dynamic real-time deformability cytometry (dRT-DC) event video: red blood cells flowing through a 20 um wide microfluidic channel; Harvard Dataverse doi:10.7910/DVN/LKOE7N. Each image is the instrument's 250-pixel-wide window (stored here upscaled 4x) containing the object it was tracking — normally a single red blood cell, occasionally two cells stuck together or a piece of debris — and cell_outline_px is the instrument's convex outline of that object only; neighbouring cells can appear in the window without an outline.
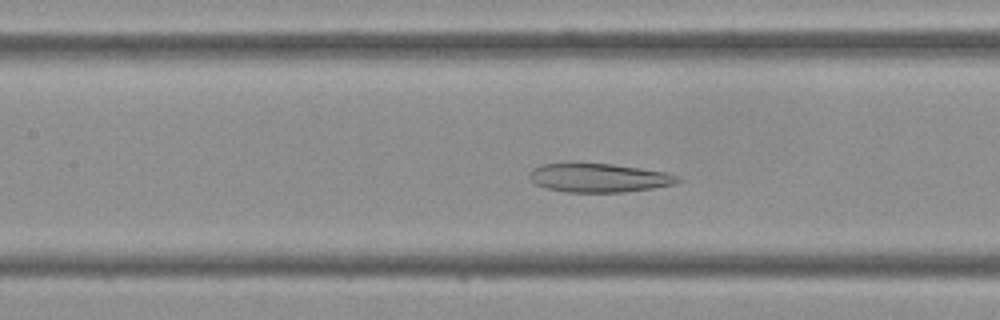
{"species": "Egyptian fruit bat (a non-hibernating species)", "species_latin": "Rousettus aegyptiacus", "temperature_condition": "cold", "stored_images_in_passage": 43, "camera_frame_rate_fps": 3000, "um_per_image_px": 0.085, "frame": {"image": 1, "passage_image": 18, "time_ms": 5.667, "image_size_px": [1000, 320], "cell_outline_px": [[680, 180], [676, 184], [652, 188], [620, 192], [564, 192], [544, 188], [536, 184], [528, 176], [528, 172], [532, 168], [544, 164], [612, 164], [668, 172], [680, 176]], "centroid_in_image_um": [50.91, 15.12], "position_along_channel_um": 156.5, "area_um2": 24.8}}
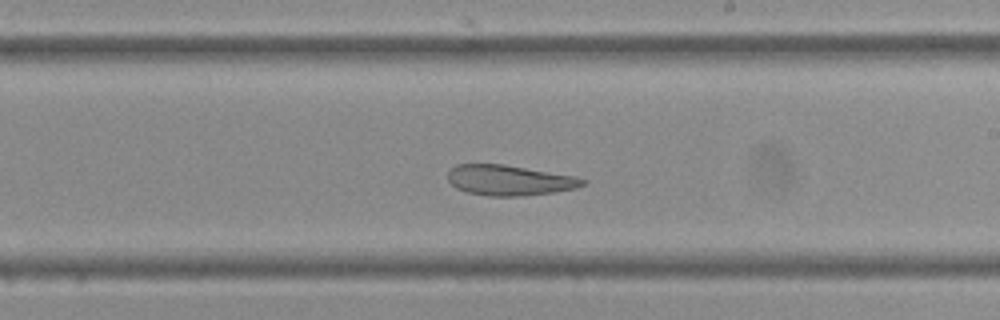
{"frame": {"image": 2, "passage_image": 24, "time_ms": 7.667, "image_size_px": [1000, 320], "cell_outline_px": [[588, 180], [584, 184], [576, 188], [552, 192], [524, 196], [488, 196], [464, 192], [456, 188], [448, 180], [448, 172], [456, 164], [504, 164], [576, 176]], "centroid_in_image_um": [43.29, 15.32], "position_along_channel_um": 245.7, "area_um2": 23.99}}
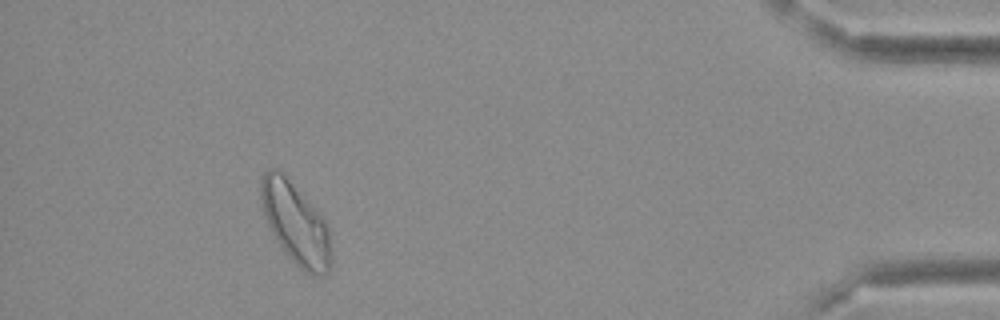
{"frame": {"image": 3, "passage_image": 39, "time_ms": 12.667, "image_size_px": [1000, 320], "cell_outline_px": [[332, 268], [324, 276], [320, 276], [308, 272], [300, 268], [288, 256], [272, 232], [264, 216], [260, 200], [260, 176], [268, 168], [276, 168], [288, 180], [328, 224], [332, 252]], "centroid_in_image_um": [25.13, 19.03], "position_along_channel_um": 410.1, "area_um2": 32.95}}